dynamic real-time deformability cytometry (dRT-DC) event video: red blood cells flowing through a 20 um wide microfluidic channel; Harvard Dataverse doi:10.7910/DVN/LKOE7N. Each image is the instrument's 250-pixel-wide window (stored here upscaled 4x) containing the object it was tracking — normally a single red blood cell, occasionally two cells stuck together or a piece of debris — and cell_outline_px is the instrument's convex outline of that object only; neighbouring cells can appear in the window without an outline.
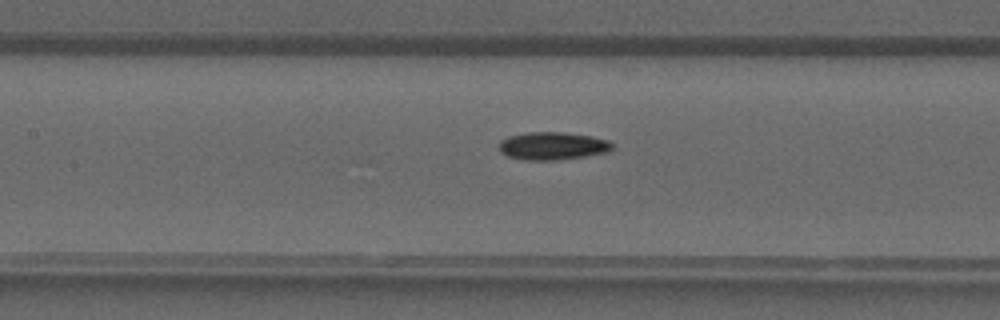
{"species": "common noctule bat (a hibernating species)", "species_latin": "Nyctalus noctula", "temperature_condition": "warm", "stored_images_in_passage": 28, "camera_frame_rate_fps": 3000, "um_per_image_px": 0.085, "animal": {"sex": "male", "forearm_length_mm": 52.5}, "frame": {"image": 1, "passage_image": 11, "time_ms": 3.333, "image_size_px": [1000, 320], "cell_outline_px": [[612, 148], [608, 152], [588, 156], [556, 160], [524, 160], [508, 156], [500, 152], [500, 140], [508, 136], [528, 132], [564, 132], [592, 136], [608, 140], [612, 144]], "centroid_in_image_um": [46.97, 12.4], "position_along_channel_um": 160.4, "area_um2": 18.44}}
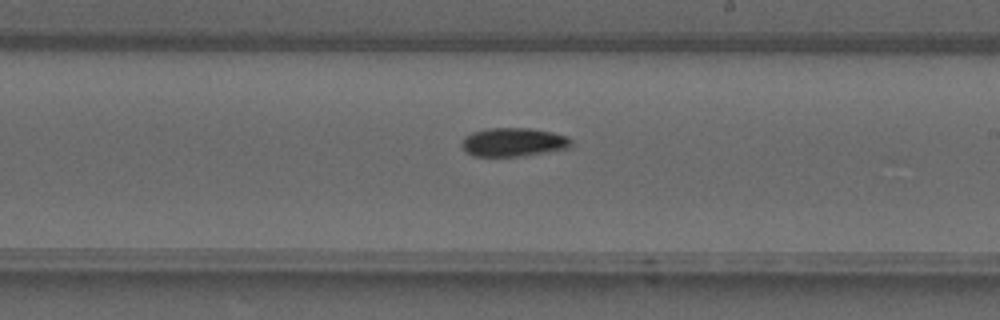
{"frame": {"image": 2, "passage_image": 16, "time_ms": 5.0, "image_size_px": [1000, 320], "cell_outline_px": [[572, 148], [520, 156], [472, 156], [460, 144], [460, 140], [464, 136], [472, 132], [488, 128], [532, 128], [552, 132], [568, 136], [572, 140]], "centroid_in_image_um": [43.65, 12.07], "position_along_channel_um": 245.3, "area_um2": 18.5}}
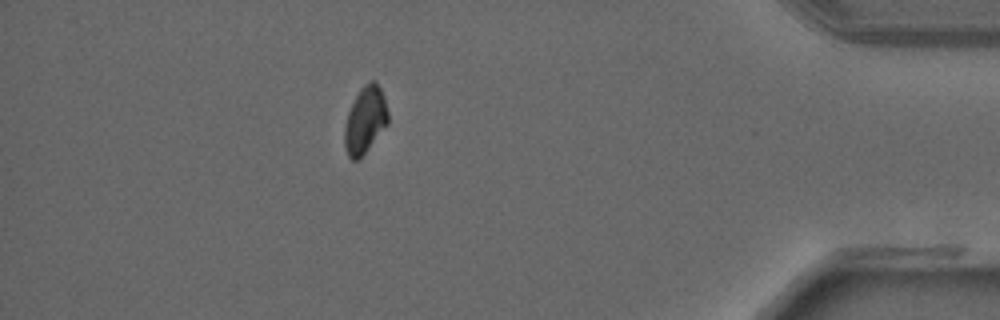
{"frame": {"image": 3, "passage_image": 28, "time_ms": 9.0, "image_size_px": [1000, 320], "cell_outline_px": [[388, 124], [360, 160], [352, 160], [348, 156], [344, 144], [344, 128], [348, 112], [360, 88], [364, 84], [372, 80], [376, 80], [384, 96], [388, 112]], "centroid_in_image_um": [31.04, 10.22], "position_along_channel_um": 404.2, "area_um2": 17.11}}